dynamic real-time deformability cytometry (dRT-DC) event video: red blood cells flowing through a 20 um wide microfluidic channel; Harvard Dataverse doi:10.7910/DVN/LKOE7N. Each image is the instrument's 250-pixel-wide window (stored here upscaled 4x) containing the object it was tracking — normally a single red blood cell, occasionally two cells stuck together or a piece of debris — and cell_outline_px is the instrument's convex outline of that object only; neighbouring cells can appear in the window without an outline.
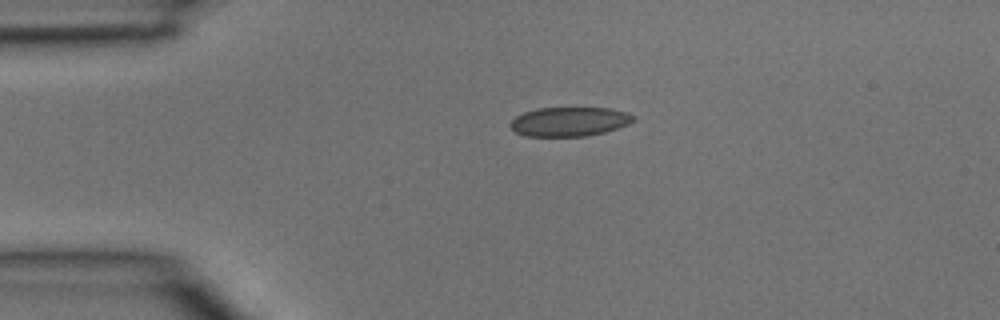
{"species": "common noctule bat (a hibernating species)", "species_latin": "Nyctalus noctula", "temperature_condition": "room temperature", "stored_images_in_passage": 3, "camera_frame_rate_fps": 3000, "um_per_image_px": 0.085, "animal": {"sex": "male", "body_mass_g": 15.6}, "frame": {"image": 1, "passage_image": 1, "time_ms": 0.0, "image_size_px": [1000, 320], "cell_outline_px": [[636, 120], [628, 124], [604, 132], [584, 136], [524, 136], [516, 132], [508, 124], [516, 116], [524, 112], [540, 108], [612, 108], [628, 112], [636, 116]], "centroid_in_image_um": [48.42, 10.33], "position_along_channel_um": 36.6, "area_um2": 20.98}}
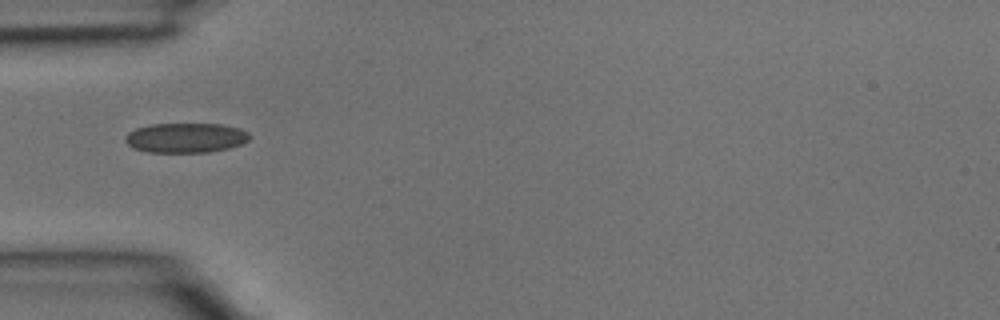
{"frame": {"image": 2, "passage_image": 2, "time_ms": 0.333, "image_size_px": [1000, 320], "cell_outline_px": [[252, 136], [248, 140], [240, 144], [228, 148], [208, 152], [148, 152], [132, 148], [124, 140], [124, 136], [128, 132], [136, 128], [148, 124], [220, 124], [240, 128], [248, 132]], "centroid_in_image_um": [15.76, 11.71], "position_along_channel_um": 69.2, "area_um2": 21.68}}